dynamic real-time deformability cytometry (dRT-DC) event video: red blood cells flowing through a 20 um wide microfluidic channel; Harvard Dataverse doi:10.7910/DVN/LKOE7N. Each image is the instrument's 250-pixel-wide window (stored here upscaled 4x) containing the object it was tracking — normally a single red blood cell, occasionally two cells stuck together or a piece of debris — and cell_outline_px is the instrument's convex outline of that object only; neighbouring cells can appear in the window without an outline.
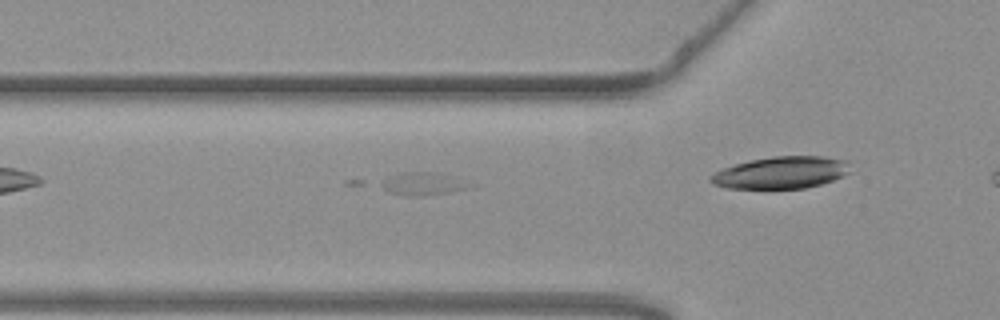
{"species": "common noctule bat (a hibernating species)", "species_latin": "Nyctalus noctula", "temperature_condition": "warm", "stored_images_in_passage": 26, "camera_frame_rate_fps": 3000, "um_per_image_px": 0.085, "animal": {"sex": "female", "body_mass_g": 19.3, "forearm_length_mm": 54.1}, "frame": {"image": 1, "passage_image": 2, "time_ms": 0.333, "image_size_px": [1000, 320], "cell_outline_px": [[476, 184], [472, 188], [424, 196], [400, 196], [388, 192], [376, 184], [380, 180], [388, 176], [400, 172], [440, 172]], "centroid_in_image_um": [35.91, 15.62], "position_along_channel_um": 89.9, "area_um2": 12.43}}
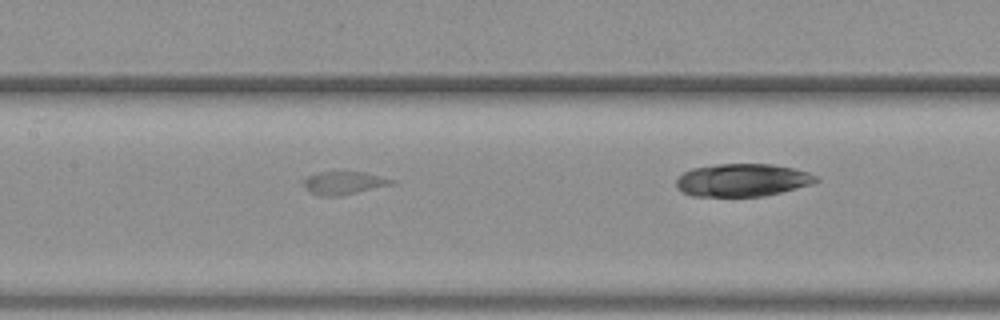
{"frame": {"image": 2, "passage_image": 9, "time_ms": 2.667, "image_size_px": [1000, 320], "cell_outline_px": [[396, 184], [340, 196], [316, 196], [300, 180], [308, 176], [320, 172], [364, 172], [396, 180]], "centroid_in_image_um": [29.26, 15.55], "position_along_channel_um": 178.1, "area_um2": 11.85}}
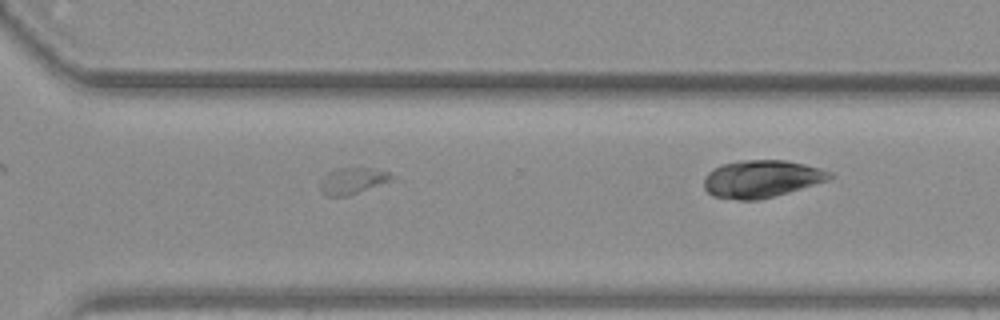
{"frame": {"image": 3, "passage_image": 22, "time_ms": 7.0, "image_size_px": [1000, 320], "cell_outline_px": [[400, 180], [348, 196], [328, 196], [320, 192], [320, 180], [328, 172], [336, 168], [376, 168], [388, 172]], "centroid_in_image_um": [30.07, 15.38], "position_along_channel_um": 340.5, "area_um2": 11.62}}